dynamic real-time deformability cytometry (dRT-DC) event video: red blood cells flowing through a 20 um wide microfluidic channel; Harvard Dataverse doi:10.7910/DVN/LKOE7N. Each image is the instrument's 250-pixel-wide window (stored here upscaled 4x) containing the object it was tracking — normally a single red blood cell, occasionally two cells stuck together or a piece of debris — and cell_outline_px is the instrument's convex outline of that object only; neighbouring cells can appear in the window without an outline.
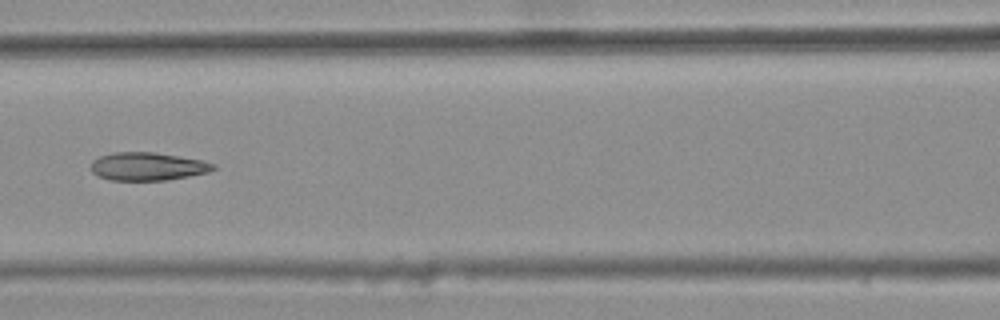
{"species": "common noctule bat (a hibernating species)", "species_latin": "Nyctalus noctula", "temperature_condition": "warm", "stored_images_in_passage": 6, "camera_frame_rate_fps": 3000, "um_per_image_px": 0.085, "animal": {"sex": "female", "body_mass_g": 25.1}, "frame": {"image": 1, "passage_image": 3, "time_ms": 0.667, "image_size_px": [1000, 320], "cell_outline_px": [[216, 168], [208, 172], [168, 180], [108, 180], [96, 176], [92, 172], [92, 160], [100, 156], [116, 152], [152, 152], [200, 160], [216, 164]], "centroid_in_image_um": [12.52, 14.15], "position_along_channel_um": 154.1, "area_um2": 19.88}}
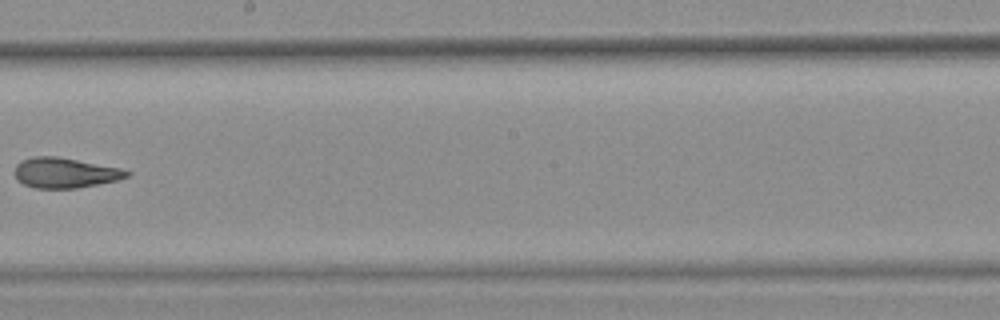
{"frame": {"image": 2, "passage_image": 5, "time_ms": 1.333, "image_size_px": [1000, 320], "cell_outline_px": [[132, 172], [128, 176], [116, 180], [76, 188], [36, 188], [24, 184], [16, 180], [16, 164], [20, 160], [32, 156], [56, 156], [120, 168]], "centroid_in_image_um": [5.49, 14.68], "position_along_channel_um": 242.7, "area_um2": 19.54}}
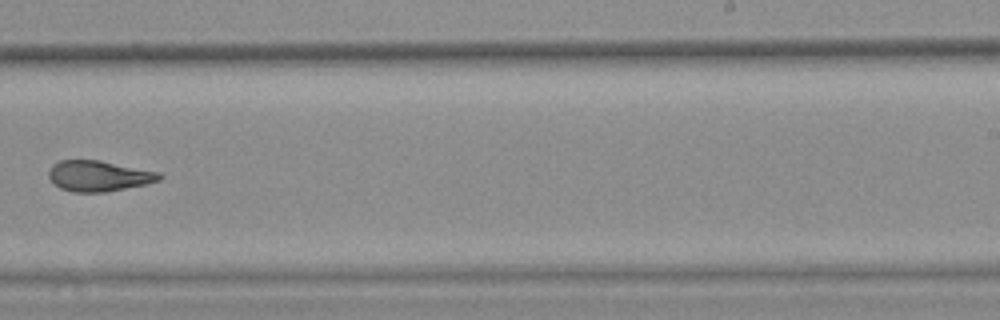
{"frame": {"image": 3, "passage_image": 6, "time_ms": 1.667, "image_size_px": [1000, 320], "cell_outline_px": [[164, 176], [160, 180], [148, 184], [104, 192], [72, 192], [60, 188], [48, 176], [48, 172], [52, 164], [60, 160], [100, 160], [160, 172]], "centroid_in_image_um": [8.42, 14.95], "position_along_channel_um": 280.6, "area_um2": 19.88}}